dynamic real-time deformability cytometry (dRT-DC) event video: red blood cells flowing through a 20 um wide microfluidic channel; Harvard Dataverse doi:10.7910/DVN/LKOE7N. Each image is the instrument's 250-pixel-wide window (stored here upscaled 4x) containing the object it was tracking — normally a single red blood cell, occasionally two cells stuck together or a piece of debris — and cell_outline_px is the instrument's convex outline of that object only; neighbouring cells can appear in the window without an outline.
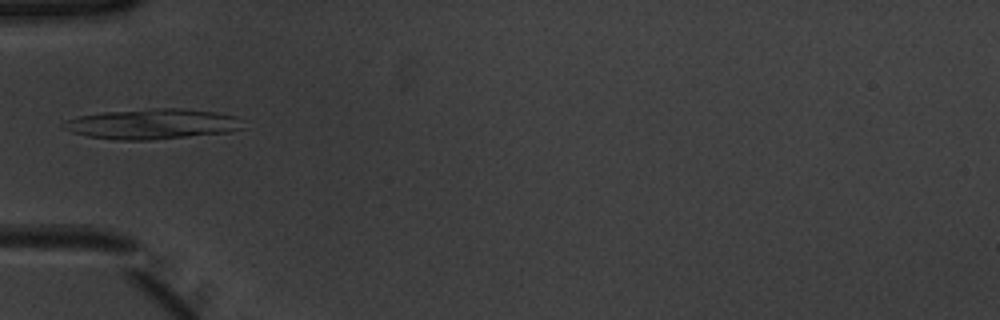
{"species": "common noctule bat (a hibernating species)", "species_latin": "Nyctalus noctula", "temperature_condition": "warm", "stored_images_in_passage": 35, "camera_frame_rate_fps": 3000, "um_per_image_px": 0.085, "animal": {"sex": "male", "body_mass_g": 20.1, "forearm_length_mm": 53.5}, "frame": {"image": 1, "passage_image": 1, "time_ms": 0.0, "image_size_px": [1000, 320], "cell_outline_px": [[244, 128], [228, 132], [152, 140], [120, 140], [88, 136], [72, 132], [60, 128], [60, 124], [68, 120], [80, 116], [104, 112], [156, 108], [180, 108], [220, 112], [236, 116], [244, 120]], "centroid_in_image_um": [13.0, 10.53], "position_along_channel_um": 72.0, "area_um2": 31.85}}
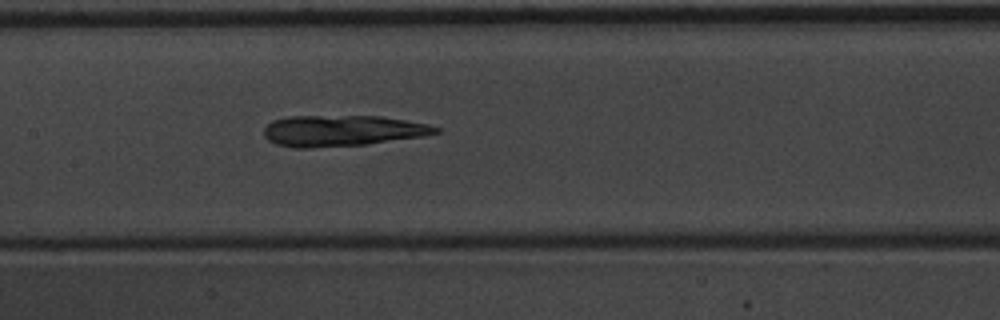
{"frame": {"image": 2, "passage_image": 9, "time_ms": 2.667, "image_size_px": [1000, 320], "cell_outline_px": [[440, 132], [424, 136], [364, 144], [308, 148], [296, 148], [276, 144], [268, 140], [264, 136], [264, 128], [272, 120], [288, 116], [380, 116], [428, 124], [440, 128]], "centroid_in_image_um": [29.06, 11.1], "position_along_channel_um": 178.3, "area_um2": 30.92}}
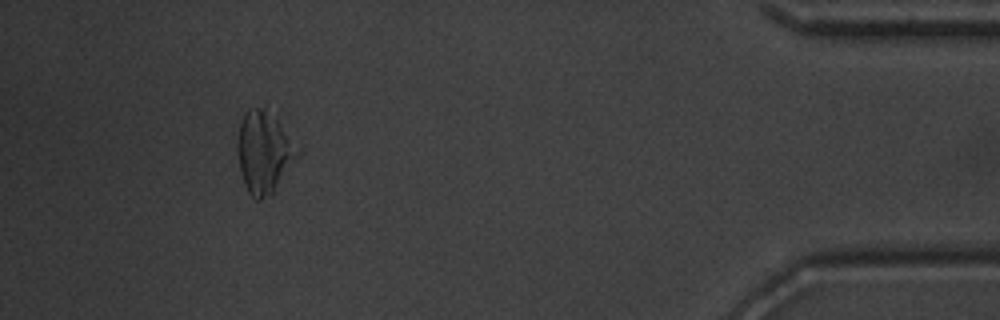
{"frame": {"image": 3, "passage_image": 31, "time_ms": 10.0, "image_size_px": [1000, 320], "cell_outline_px": [[300, 152], [272, 192], [260, 200], [256, 200], [248, 192], [244, 184], [240, 172], [240, 124], [244, 112], [248, 108], [264, 108], [276, 120], [300, 148]], "centroid_in_image_um": [22.45, 12.94], "position_along_channel_um": 412.7, "area_um2": 27.28}}